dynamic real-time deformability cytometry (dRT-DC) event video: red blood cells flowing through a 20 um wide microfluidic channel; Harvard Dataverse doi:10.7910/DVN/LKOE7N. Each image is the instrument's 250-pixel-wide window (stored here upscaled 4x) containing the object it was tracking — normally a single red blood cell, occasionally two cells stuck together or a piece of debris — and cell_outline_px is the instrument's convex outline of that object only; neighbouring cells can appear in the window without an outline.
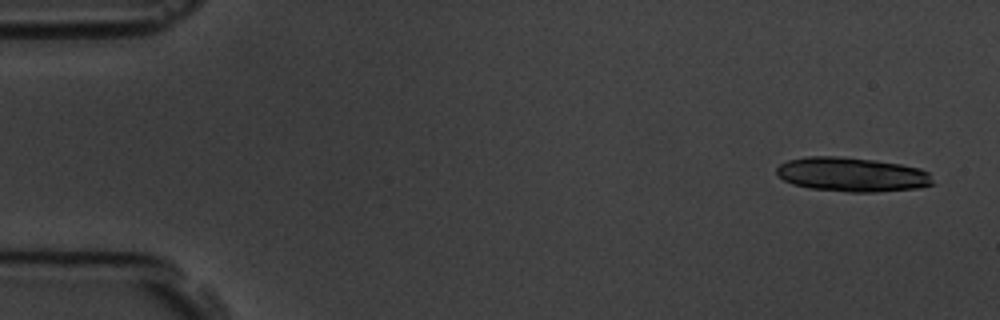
{"species": "common noctule bat (a hibernating species)", "species_latin": "Nyctalus noctula", "temperature_condition": "room temperature", "stored_images_in_passage": 5, "camera_frame_rate_fps": 3000, "um_per_image_px": 0.085, "animal": {"sex": "male", "body_mass_g": 19.5, "forearm_length_mm": 54.6}, "frame": {"image": 1, "passage_image": 1, "time_ms": 0.0, "image_size_px": [1000, 320], "cell_outline_px": [[936, 184], [920, 188], [876, 192], [848, 192], [812, 188], [792, 184], [784, 180], [776, 172], [776, 168], [780, 164], [788, 160], [804, 156], [836, 156], [876, 160], [900, 164], [920, 168], [928, 172]], "centroid_in_image_um": [72.45, 14.83], "position_along_channel_um": 12.6, "area_um2": 31.39}}
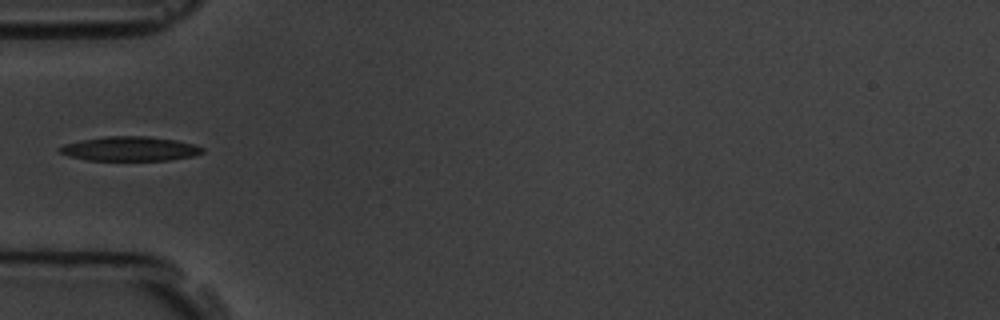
{"frame": {"image": 2, "passage_image": 5, "time_ms": 5.333, "image_size_px": [1000, 320], "cell_outline_px": [[204, 152], [192, 156], [168, 160], [88, 160], [68, 156], [60, 152], [56, 148], [64, 144], [84, 140], [108, 136], [148, 136], [176, 140], [192, 144], [204, 148]], "centroid_in_image_um": [11.04, 12.65], "position_along_channel_um": 74.0, "area_um2": 20.11}}